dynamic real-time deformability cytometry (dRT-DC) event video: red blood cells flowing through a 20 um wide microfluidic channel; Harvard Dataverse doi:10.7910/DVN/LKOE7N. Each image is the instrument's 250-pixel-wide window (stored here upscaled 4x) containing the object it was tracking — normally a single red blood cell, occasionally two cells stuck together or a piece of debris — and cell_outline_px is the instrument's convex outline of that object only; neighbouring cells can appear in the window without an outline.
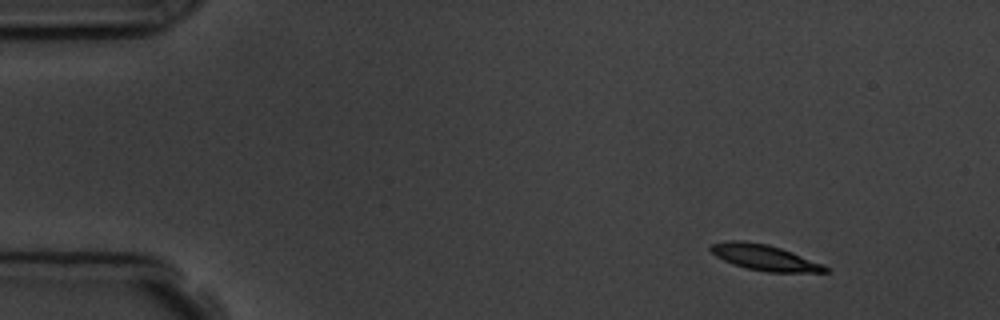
{"species": "common noctule bat (a hibernating species)", "species_latin": "Nyctalus noctula", "temperature_condition": "room temperature", "stored_images_in_passage": 6, "camera_frame_rate_fps": 3000, "um_per_image_px": 0.085, "animal": {"sex": "male", "body_mass_g": 19.5, "forearm_length_mm": 54.6}, "frame": {"image": 1, "passage_image": 2, "time_ms": 1.0, "image_size_px": [1000, 320], "cell_outline_px": [[828, 272], [768, 272], [748, 268], [732, 264], [716, 256], [708, 248], [712, 244], [728, 240], [744, 240], [768, 244], [792, 252], [824, 264], [828, 268]], "centroid_in_image_um": [64.98, 21.88], "position_along_channel_um": 20.0, "area_um2": 17.17}}
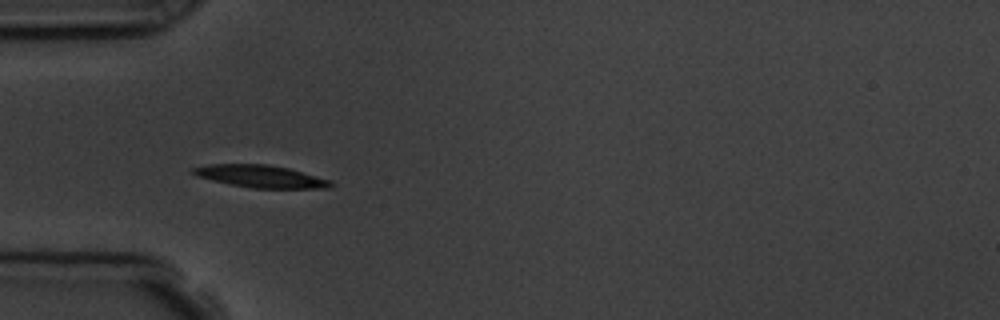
{"frame": {"image": 2, "passage_image": 5, "time_ms": 4.667, "image_size_px": [1000, 320], "cell_outline_px": [[332, 188], [252, 188], [212, 180], [196, 176], [192, 172], [192, 168], [208, 164], [268, 164], [288, 168], [332, 180]], "centroid_in_image_um": [22.18, 14.98], "position_along_channel_um": 62.8, "area_um2": 17.86}}